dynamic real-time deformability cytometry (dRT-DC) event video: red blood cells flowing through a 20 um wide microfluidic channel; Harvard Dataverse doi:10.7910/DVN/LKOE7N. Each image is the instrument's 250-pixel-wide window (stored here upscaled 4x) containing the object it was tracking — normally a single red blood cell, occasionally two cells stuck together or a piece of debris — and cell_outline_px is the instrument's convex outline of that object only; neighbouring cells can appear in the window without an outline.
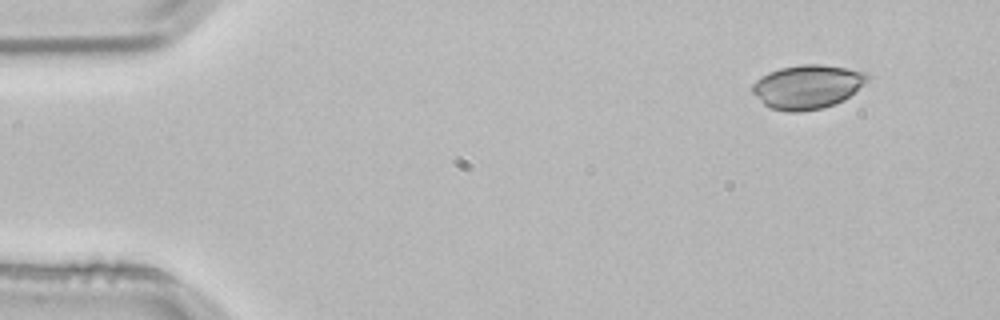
{"species": "common noctule bat (a hibernating species)", "species_latin": "Nyctalus noctula", "temperature_condition": "room temperature", "stored_images_in_passage": 3, "camera_frame_rate_fps": 3000, "um_per_image_px": 0.085, "animal": {"sex": "male", "body_mass_g": 21.5, "forearm_length_mm": 52.0}, "frame": {"image": 1, "passage_image": 1, "time_ms": 0.0, "image_size_px": [1000, 320], "cell_outline_px": [[872, 76], [868, 80], [844, 100], [836, 104], [824, 108], [800, 112], [788, 112], [768, 108], [752, 92], [752, 84], [756, 80], [768, 72], [780, 68], [800, 64], [820, 64], [868, 72]], "centroid_in_image_um": [68.63, 7.38], "position_along_channel_um": 16.4, "area_um2": 29.65}}